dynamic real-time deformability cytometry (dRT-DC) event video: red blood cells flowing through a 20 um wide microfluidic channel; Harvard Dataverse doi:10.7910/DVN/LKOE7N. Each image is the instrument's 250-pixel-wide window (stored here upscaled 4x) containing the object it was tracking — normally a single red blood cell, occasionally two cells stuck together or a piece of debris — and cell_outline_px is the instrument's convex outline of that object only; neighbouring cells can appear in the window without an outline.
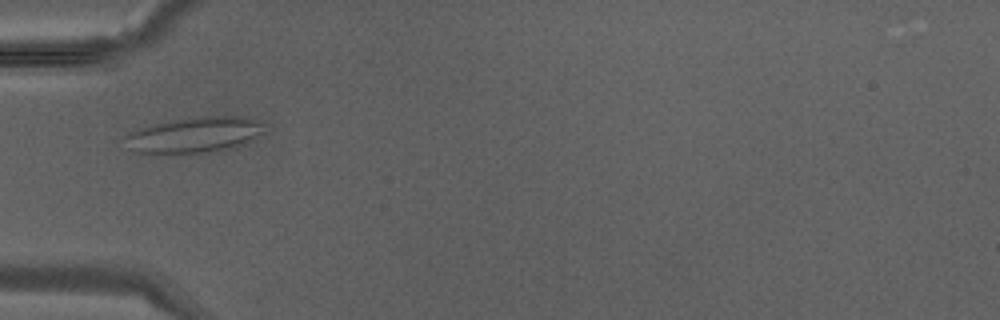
{"species": "Egyptian fruit bat (a non-hibernating species)", "species_latin": "Rousettus aegyptiacus", "temperature_condition": "warm", "stored_images_in_passage": 38, "camera_frame_rate_fps": 3000, "um_per_image_px": 0.085, "animal": {"sex": "male"}, "frame": {"image": 1, "passage_image": 12, "time_ms": 3.667, "image_size_px": [1000, 320], "cell_outline_px": [[264, 132], [244, 144], [232, 148], [208, 152], [132, 152], [124, 136], [132, 132], [156, 124], [204, 116], [252, 116], [264, 120]], "centroid_in_image_um": [16.69, 11.44], "position_along_channel_um": 68.3, "area_um2": 28.38}}
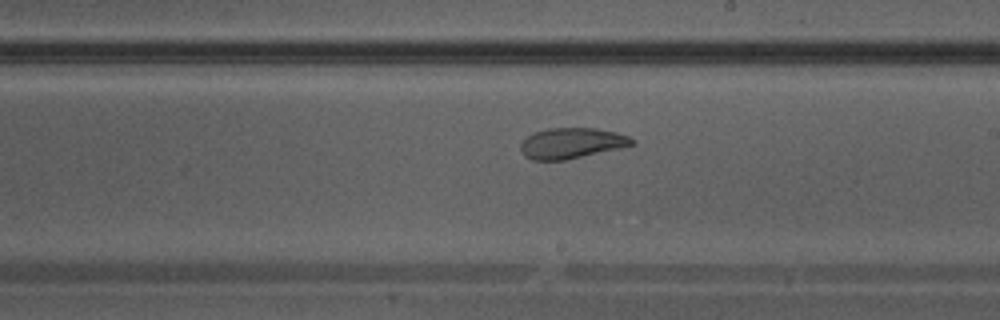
{"frame": {"image": 2, "passage_image": 22, "time_ms": 7.0, "image_size_px": [1000, 320], "cell_outline_px": [[636, 144], [620, 148], [564, 160], [532, 160], [524, 156], [520, 148], [520, 144], [532, 132], [548, 128], [596, 128], [616, 132], [628, 136], [636, 140]], "centroid_in_image_um": [48.59, 12.16], "position_along_channel_um": 240.4, "area_um2": 19.94}}